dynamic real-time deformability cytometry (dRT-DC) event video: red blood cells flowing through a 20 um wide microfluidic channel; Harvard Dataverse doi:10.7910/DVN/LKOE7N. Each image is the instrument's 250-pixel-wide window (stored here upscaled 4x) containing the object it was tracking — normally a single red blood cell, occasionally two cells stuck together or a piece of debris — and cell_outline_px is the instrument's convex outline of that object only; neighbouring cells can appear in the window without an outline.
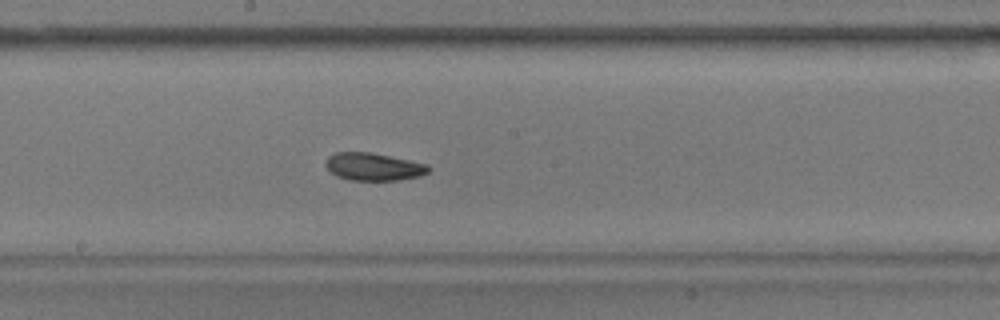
{"species": "common noctule bat (a hibernating species)", "species_latin": "Nyctalus noctula", "temperature_condition": "warm", "stored_images_in_passage": 55, "camera_frame_rate_fps": 3000, "um_per_image_px": 0.085, "animal": {"sex": "male", "body_mass_g": 17.9}, "frame": {"image": 1, "passage_image": 29, "time_ms": 9.333, "image_size_px": [1000, 320], "cell_outline_px": [[432, 168], [428, 172], [420, 176], [400, 180], [348, 180], [336, 176], [328, 172], [324, 164], [328, 156], [336, 152], [368, 152], [428, 164]], "centroid_in_image_um": [31.71, 14.18], "position_along_channel_um": 216.5, "area_um2": 16.7}}
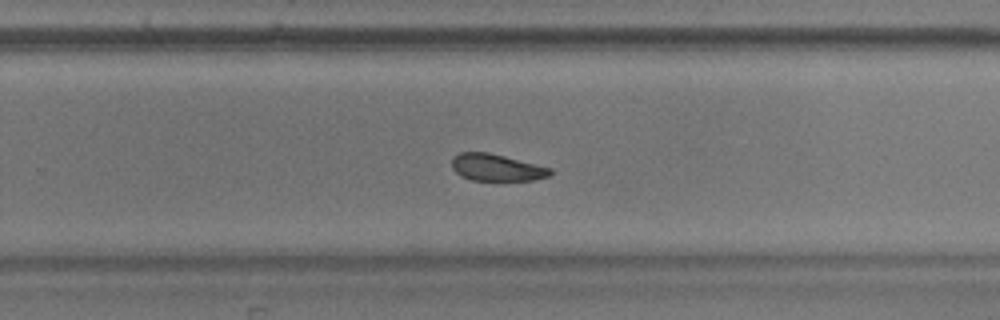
{"frame": {"image": 2, "passage_image": 35, "time_ms": 11.333, "image_size_px": [1000, 320], "cell_outline_px": [[552, 172], [548, 176], [532, 180], [472, 180], [460, 176], [452, 168], [452, 156], [460, 152], [488, 152], [552, 168]], "centroid_in_image_um": [42.17, 14.23], "position_along_channel_um": 287.6, "area_um2": 15.37}}
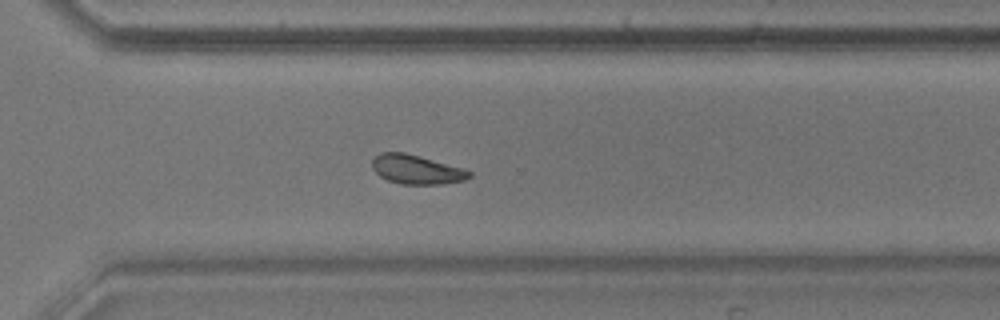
{"frame": {"image": 3, "passage_image": 39, "time_ms": 12.667, "image_size_px": [1000, 320], "cell_outline_px": [[472, 176], [464, 180], [444, 184], [400, 184], [388, 180], [380, 176], [372, 168], [372, 160], [380, 152], [404, 152], [464, 168], [472, 172]], "centroid_in_image_um": [35.41, 14.41], "position_along_channel_um": 335.2, "area_um2": 16.53}, "authors_computed_cell_mechanics": {"area_um2": 17.1666, "velocity_mm_per_s": 3.575, "shape_relaxation_time_tau1_ms": 6.2029, "shape_relaxation_time_tau2_ms": 3.2722, "deformation_change_tau1": 0.1256, "deformation_change_tau2": 0.0876}}